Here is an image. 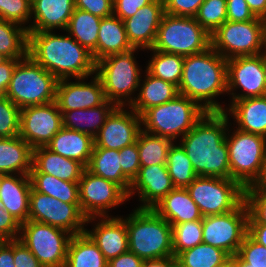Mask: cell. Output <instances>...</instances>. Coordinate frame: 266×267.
Segmentation results:
<instances>
[{
  "instance_id": "obj_52",
  "label": "cell",
  "mask_w": 266,
  "mask_h": 267,
  "mask_svg": "<svg viewBox=\"0 0 266 267\" xmlns=\"http://www.w3.org/2000/svg\"><path fill=\"white\" fill-rule=\"evenodd\" d=\"M227 21L245 22L257 17L250 10L246 0H226Z\"/></svg>"
},
{
  "instance_id": "obj_49",
  "label": "cell",
  "mask_w": 266,
  "mask_h": 267,
  "mask_svg": "<svg viewBox=\"0 0 266 267\" xmlns=\"http://www.w3.org/2000/svg\"><path fill=\"white\" fill-rule=\"evenodd\" d=\"M165 14L195 17L200 5L205 0H163Z\"/></svg>"
},
{
  "instance_id": "obj_61",
  "label": "cell",
  "mask_w": 266,
  "mask_h": 267,
  "mask_svg": "<svg viewBox=\"0 0 266 267\" xmlns=\"http://www.w3.org/2000/svg\"><path fill=\"white\" fill-rule=\"evenodd\" d=\"M250 186H265L266 187V154L263 161L262 170L260 176L256 180V182Z\"/></svg>"
},
{
  "instance_id": "obj_47",
  "label": "cell",
  "mask_w": 266,
  "mask_h": 267,
  "mask_svg": "<svg viewBox=\"0 0 266 267\" xmlns=\"http://www.w3.org/2000/svg\"><path fill=\"white\" fill-rule=\"evenodd\" d=\"M0 19L17 23L27 29L31 21L30 0H0Z\"/></svg>"
},
{
  "instance_id": "obj_44",
  "label": "cell",
  "mask_w": 266,
  "mask_h": 267,
  "mask_svg": "<svg viewBox=\"0 0 266 267\" xmlns=\"http://www.w3.org/2000/svg\"><path fill=\"white\" fill-rule=\"evenodd\" d=\"M231 258L234 267H266V247L247 233L237 254Z\"/></svg>"
},
{
  "instance_id": "obj_13",
  "label": "cell",
  "mask_w": 266,
  "mask_h": 267,
  "mask_svg": "<svg viewBox=\"0 0 266 267\" xmlns=\"http://www.w3.org/2000/svg\"><path fill=\"white\" fill-rule=\"evenodd\" d=\"M249 212L245 201L236 209L221 215L202 218V241L225 251L230 257L237 254L248 233Z\"/></svg>"
},
{
  "instance_id": "obj_5",
  "label": "cell",
  "mask_w": 266,
  "mask_h": 267,
  "mask_svg": "<svg viewBox=\"0 0 266 267\" xmlns=\"http://www.w3.org/2000/svg\"><path fill=\"white\" fill-rule=\"evenodd\" d=\"M196 101L178 94L174 99L149 108L141 115L142 130L171 139L185 136L206 113Z\"/></svg>"
},
{
  "instance_id": "obj_6",
  "label": "cell",
  "mask_w": 266,
  "mask_h": 267,
  "mask_svg": "<svg viewBox=\"0 0 266 267\" xmlns=\"http://www.w3.org/2000/svg\"><path fill=\"white\" fill-rule=\"evenodd\" d=\"M58 79L30 56L21 59L12 74L6 97L20 109L56 100Z\"/></svg>"
},
{
  "instance_id": "obj_59",
  "label": "cell",
  "mask_w": 266,
  "mask_h": 267,
  "mask_svg": "<svg viewBox=\"0 0 266 267\" xmlns=\"http://www.w3.org/2000/svg\"><path fill=\"white\" fill-rule=\"evenodd\" d=\"M142 267H178V263L173 255L165 258L144 260Z\"/></svg>"
},
{
  "instance_id": "obj_43",
  "label": "cell",
  "mask_w": 266,
  "mask_h": 267,
  "mask_svg": "<svg viewBox=\"0 0 266 267\" xmlns=\"http://www.w3.org/2000/svg\"><path fill=\"white\" fill-rule=\"evenodd\" d=\"M194 18L211 35L227 21L226 0H205Z\"/></svg>"
},
{
  "instance_id": "obj_22",
  "label": "cell",
  "mask_w": 266,
  "mask_h": 267,
  "mask_svg": "<svg viewBox=\"0 0 266 267\" xmlns=\"http://www.w3.org/2000/svg\"><path fill=\"white\" fill-rule=\"evenodd\" d=\"M96 218L97 217H90L86 219V224L95 221L98 223H95L92 230L85 229V232L97 244L105 259L109 261L127 252L129 246L126 217H112V215H110L98 217L99 221H97Z\"/></svg>"
},
{
  "instance_id": "obj_42",
  "label": "cell",
  "mask_w": 266,
  "mask_h": 267,
  "mask_svg": "<svg viewBox=\"0 0 266 267\" xmlns=\"http://www.w3.org/2000/svg\"><path fill=\"white\" fill-rule=\"evenodd\" d=\"M172 226L173 254L179 253L203 243L202 220L187 221Z\"/></svg>"
},
{
  "instance_id": "obj_33",
  "label": "cell",
  "mask_w": 266,
  "mask_h": 267,
  "mask_svg": "<svg viewBox=\"0 0 266 267\" xmlns=\"http://www.w3.org/2000/svg\"><path fill=\"white\" fill-rule=\"evenodd\" d=\"M119 150L94 147L86 169L92 174L120 185L127 193L131 181L122 173Z\"/></svg>"
},
{
  "instance_id": "obj_63",
  "label": "cell",
  "mask_w": 266,
  "mask_h": 267,
  "mask_svg": "<svg viewBox=\"0 0 266 267\" xmlns=\"http://www.w3.org/2000/svg\"><path fill=\"white\" fill-rule=\"evenodd\" d=\"M219 267H234L233 259L230 258L226 263H224L222 266Z\"/></svg>"
},
{
  "instance_id": "obj_50",
  "label": "cell",
  "mask_w": 266,
  "mask_h": 267,
  "mask_svg": "<svg viewBox=\"0 0 266 267\" xmlns=\"http://www.w3.org/2000/svg\"><path fill=\"white\" fill-rule=\"evenodd\" d=\"M21 223L0 203V241L19 239Z\"/></svg>"
},
{
  "instance_id": "obj_37",
  "label": "cell",
  "mask_w": 266,
  "mask_h": 267,
  "mask_svg": "<svg viewBox=\"0 0 266 267\" xmlns=\"http://www.w3.org/2000/svg\"><path fill=\"white\" fill-rule=\"evenodd\" d=\"M149 50L152 51V57L148 61L146 71L156 78L170 82L179 87L182 79L185 57L153 49Z\"/></svg>"
},
{
  "instance_id": "obj_34",
  "label": "cell",
  "mask_w": 266,
  "mask_h": 267,
  "mask_svg": "<svg viewBox=\"0 0 266 267\" xmlns=\"http://www.w3.org/2000/svg\"><path fill=\"white\" fill-rule=\"evenodd\" d=\"M108 261L86 233L71 237L64 267H107Z\"/></svg>"
},
{
  "instance_id": "obj_14",
  "label": "cell",
  "mask_w": 266,
  "mask_h": 267,
  "mask_svg": "<svg viewBox=\"0 0 266 267\" xmlns=\"http://www.w3.org/2000/svg\"><path fill=\"white\" fill-rule=\"evenodd\" d=\"M86 219L80 203H65L31 188L28 220L49 224L75 235L85 232Z\"/></svg>"
},
{
  "instance_id": "obj_29",
  "label": "cell",
  "mask_w": 266,
  "mask_h": 267,
  "mask_svg": "<svg viewBox=\"0 0 266 267\" xmlns=\"http://www.w3.org/2000/svg\"><path fill=\"white\" fill-rule=\"evenodd\" d=\"M32 160L33 148L19 135L0 138V175H29Z\"/></svg>"
},
{
  "instance_id": "obj_30",
  "label": "cell",
  "mask_w": 266,
  "mask_h": 267,
  "mask_svg": "<svg viewBox=\"0 0 266 267\" xmlns=\"http://www.w3.org/2000/svg\"><path fill=\"white\" fill-rule=\"evenodd\" d=\"M144 79L139 83L137 98L129 106L139 116L151 107L164 104L174 99L178 94V87L170 82L156 78L146 70Z\"/></svg>"
},
{
  "instance_id": "obj_31",
  "label": "cell",
  "mask_w": 266,
  "mask_h": 267,
  "mask_svg": "<svg viewBox=\"0 0 266 267\" xmlns=\"http://www.w3.org/2000/svg\"><path fill=\"white\" fill-rule=\"evenodd\" d=\"M116 107L114 102L106 100L103 104L93 108L61 111L63 127L86 133L94 138Z\"/></svg>"
},
{
  "instance_id": "obj_24",
  "label": "cell",
  "mask_w": 266,
  "mask_h": 267,
  "mask_svg": "<svg viewBox=\"0 0 266 267\" xmlns=\"http://www.w3.org/2000/svg\"><path fill=\"white\" fill-rule=\"evenodd\" d=\"M30 192L29 175H0V201L3 208L21 224L28 221Z\"/></svg>"
},
{
  "instance_id": "obj_51",
  "label": "cell",
  "mask_w": 266,
  "mask_h": 267,
  "mask_svg": "<svg viewBox=\"0 0 266 267\" xmlns=\"http://www.w3.org/2000/svg\"><path fill=\"white\" fill-rule=\"evenodd\" d=\"M75 8L106 18L113 15V0H75Z\"/></svg>"
},
{
  "instance_id": "obj_55",
  "label": "cell",
  "mask_w": 266,
  "mask_h": 267,
  "mask_svg": "<svg viewBox=\"0 0 266 267\" xmlns=\"http://www.w3.org/2000/svg\"><path fill=\"white\" fill-rule=\"evenodd\" d=\"M21 59L8 58L0 64V97L6 96L13 71Z\"/></svg>"
},
{
  "instance_id": "obj_46",
  "label": "cell",
  "mask_w": 266,
  "mask_h": 267,
  "mask_svg": "<svg viewBox=\"0 0 266 267\" xmlns=\"http://www.w3.org/2000/svg\"><path fill=\"white\" fill-rule=\"evenodd\" d=\"M244 201L249 212L248 223L266 224V187H246L244 189Z\"/></svg>"
},
{
  "instance_id": "obj_2",
  "label": "cell",
  "mask_w": 266,
  "mask_h": 267,
  "mask_svg": "<svg viewBox=\"0 0 266 267\" xmlns=\"http://www.w3.org/2000/svg\"><path fill=\"white\" fill-rule=\"evenodd\" d=\"M28 32V56L58 80L87 78L95 74L92 53L68 33Z\"/></svg>"
},
{
  "instance_id": "obj_35",
  "label": "cell",
  "mask_w": 266,
  "mask_h": 267,
  "mask_svg": "<svg viewBox=\"0 0 266 267\" xmlns=\"http://www.w3.org/2000/svg\"><path fill=\"white\" fill-rule=\"evenodd\" d=\"M101 17L75 8L65 31L81 46L87 48L97 62V41Z\"/></svg>"
},
{
  "instance_id": "obj_9",
  "label": "cell",
  "mask_w": 266,
  "mask_h": 267,
  "mask_svg": "<svg viewBox=\"0 0 266 267\" xmlns=\"http://www.w3.org/2000/svg\"><path fill=\"white\" fill-rule=\"evenodd\" d=\"M211 47L226 60L266 52V22L257 17L245 22L225 21L211 34Z\"/></svg>"
},
{
  "instance_id": "obj_21",
  "label": "cell",
  "mask_w": 266,
  "mask_h": 267,
  "mask_svg": "<svg viewBox=\"0 0 266 267\" xmlns=\"http://www.w3.org/2000/svg\"><path fill=\"white\" fill-rule=\"evenodd\" d=\"M164 14V1L153 0L138 9L132 17L123 20L128 40L134 49L144 51L152 48Z\"/></svg>"
},
{
  "instance_id": "obj_7",
  "label": "cell",
  "mask_w": 266,
  "mask_h": 267,
  "mask_svg": "<svg viewBox=\"0 0 266 267\" xmlns=\"http://www.w3.org/2000/svg\"><path fill=\"white\" fill-rule=\"evenodd\" d=\"M136 51L110 55L96 62L95 74L102 82L106 100L117 106H130L139 88L142 69L134 56Z\"/></svg>"
},
{
  "instance_id": "obj_54",
  "label": "cell",
  "mask_w": 266,
  "mask_h": 267,
  "mask_svg": "<svg viewBox=\"0 0 266 267\" xmlns=\"http://www.w3.org/2000/svg\"><path fill=\"white\" fill-rule=\"evenodd\" d=\"M153 0H115L113 2V15L122 21L132 17L141 7L149 4Z\"/></svg>"
},
{
  "instance_id": "obj_32",
  "label": "cell",
  "mask_w": 266,
  "mask_h": 267,
  "mask_svg": "<svg viewBox=\"0 0 266 267\" xmlns=\"http://www.w3.org/2000/svg\"><path fill=\"white\" fill-rule=\"evenodd\" d=\"M133 49L128 40L124 22L119 17L112 15L101 19L97 41V61Z\"/></svg>"
},
{
  "instance_id": "obj_3",
  "label": "cell",
  "mask_w": 266,
  "mask_h": 267,
  "mask_svg": "<svg viewBox=\"0 0 266 267\" xmlns=\"http://www.w3.org/2000/svg\"><path fill=\"white\" fill-rule=\"evenodd\" d=\"M178 91L205 111H225L216 98L227 94V60L212 47L185 56Z\"/></svg>"
},
{
  "instance_id": "obj_4",
  "label": "cell",
  "mask_w": 266,
  "mask_h": 267,
  "mask_svg": "<svg viewBox=\"0 0 266 267\" xmlns=\"http://www.w3.org/2000/svg\"><path fill=\"white\" fill-rule=\"evenodd\" d=\"M126 217L129 251L143 260L173 256L171 224L153 209H134Z\"/></svg>"
},
{
  "instance_id": "obj_64",
  "label": "cell",
  "mask_w": 266,
  "mask_h": 267,
  "mask_svg": "<svg viewBox=\"0 0 266 267\" xmlns=\"http://www.w3.org/2000/svg\"><path fill=\"white\" fill-rule=\"evenodd\" d=\"M8 58L6 56H4L3 54L0 53V64H2L3 62H5Z\"/></svg>"
},
{
  "instance_id": "obj_45",
  "label": "cell",
  "mask_w": 266,
  "mask_h": 267,
  "mask_svg": "<svg viewBox=\"0 0 266 267\" xmlns=\"http://www.w3.org/2000/svg\"><path fill=\"white\" fill-rule=\"evenodd\" d=\"M20 133V108L6 96L0 97V138L18 136Z\"/></svg>"
},
{
  "instance_id": "obj_26",
  "label": "cell",
  "mask_w": 266,
  "mask_h": 267,
  "mask_svg": "<svg viewBox=\"0 0 266 267\" xmlns=\"http://www.w3.org/2000/svg\"><path fill=\"white\" fill-rule=\"evenodd\" d=\"M86 167L80 162L65 158L46 146L33 149L30 173H45L68 182H79Z\"/></svg>"
},
{
  "instance_id": "obj_15",
  "label": "cell",
  "mask_w": 266,
  "mask_h": 267,
  "mask_svg": "<svg viewBox=\"0 0 266 267\" xmlns=\"http://www.w3.org/2000/svg\"><path fill=\"white\" fill-rule=\"evenodd\" d=\"M128 193L113 181L85 169L79 180L80 210L86 218L109 216V209L128 201Z\"/></svg>"
},
{
  "instance_id": "obj_20",
  "label": "cell",
  "mask_w": 266,
  "mask_h": 267,
  "mask_svg": "<svg viewBox=\"0 0 266 267\" xmlns=\"http://www.w3.org/2000/svg\"><path fill=\"white\" fill-rule=\"evenodd\" d=\"M174 188L166 165L141 166L131 183L128 198L138 195L141 204L137 208L152 209Z\"/></svg>"
},
{
  "instance_id": "obj_48",
  "label": "cell",
  "mask_w": 266,
  "mask_h": 267,
  "mask_svg": "<svg viewBox=\"0 0 266 267\" xmlns=\"http://www.w3.org/2000/svg\"><path fill=\"white\" fill-rule=\"evenodd\" d=\"M119 158L122 173L132 182L141 167L137 143L135 142L119 150Z\"/></svg>"
},
{
  "instance_id": "obj_23",
  "label": "cell",
  "mask_w": 266,
  "mask_h": 267,
  "mask_svg": "<svg viewBox=\"0 0 266 267\" xmlns=\"http://www.w3.org/2000/svg\"><path fill=\"white\" fill-rule=\"evenodd\" d=\"M75 9V0H33L27 32L64 30ZM34 16V17H33Z\"/></svg>"
},
{
  "instance_id": "obj_10",
  "label": "cell",
  "mask_w": 266,
  "mask_h": 267,
  "mask_svg": "<svg viewBox=\"0 0 266 267\" xmlns=\"http://www.w3.org/2000/svg\"><path fill=\"white\" fill-rule=\"evenodd\" d=\"M227 129L226 142L230 163V179L244 189L260 176L266 154V137L235 129ZM232 133V134H230Z\"/></svg>"
},
{
  "instance_id": "obj_53",
  "label": "cell",
  "mask_w": 266,
  "mask_h": 267,
  "mask_svg": "<svg viewBox=\"0 0 266 267\" xmlns=\"http://www.w3.org/2000/svg\"><path fill=\"white\" fill-rule=\"evenodd\" d=\"M13 259L16 267H44L19 239L13 240Z\"/></svg>"
},
{
  "instance_id": "obj_40",
  "label": "cell",
  "mask_w": 266,
  "mask_h": 267,
  "mask_svg": "<svg viewBox=\"0 0 266 267\" xmlns=\"http://www.w3.org/2000/svg\"><path fill=\"white\" fill-rule=\"evenodd\" d=\"M141 166L166 165L167 155L173 141L141 130L136 140Z\"/></svg>"
},
{
  "instance_id": "obj_25",
  "label": "cell",
  "mask_w": 266,
  "mask_h": 267,
  "mask_svg": "<svg viewBox=\"0 0 266 267\" xmlns=\"http://www.w3.org/2000/svg\"><path fill=\"white\" fill-rule=\"evenodd\" d=\"M237 129L266 137V96L231 100L224 111Z\"/></svg>"
},
{
  "instance_id": "obj_18",
  "label": "cell",
  "mask_w": 266,
  "mask_h": 267,
  "mask_svg": "<svg viewBox=\"0 0 266 267\" xmlns=\"http://www.w3.org/2000/svg\"><path fill=\"white\" fill-rule=\"evenodd\" d=\"M117 106L94 137V147L121 150L136 142L142 130L141 116L128 106Z\"/></svg>"
},
{
  "instance_id": "obj_1",
  "label": "cell",
  "mask_w": 266,
  "mask_h": 267,
  "mask_svg": "<svg viewBox=\"0 0 266 267\" xmlns=\"http://www.w3.org/2000/svg\"><path fill=\"white\" fill-rule=\"evenodd\" d=\"M224 111H207L179 144L198 176L230 178L226 134L229 126Z\"/></svg>"
},
{
  "instance_id": "obj_39",
  "label": "cell",
  "mask_w": 266,
  "mask_h": 267,
  "mask_svg": "<svg viewBox=\"0 0 266 267\" xmlns=\"http://www.w3.org/2000/svg\"><path fill=\"white\" fill-rule=\"evenodd\" d=\"M0 53L7 58L24 59L28 55L27 29L0 19Z\"/></svg>"
},
{
  "instance_id": "obj_60",
  "label": "cell",
  "mask_w": 266,
  "mask_h": 267,
  "mask_svg": "<svg viewBox=\"0 0 266 267\" xmlns=\"http://www.w3.org/2000/svg\"><path fill=\"white\" fill-rule=\"evenodd\" d=\"M246 2L256 17L266 20V0H246Z\"/></svg>"
},
{
  "instance_id": "obj_28",
  "label": "cell",
  "mask_w": 266,
  "mask_h": 267,
  "mask_svg": "<svg viewBox=\"0 0 266 267\" xmlns=\"http://www.w3.org/2000/svg\"><path fill=\"white\" fill-rule=\"evenodd\" d=\"M46 147L87 167L94 148V138L86 133L62 127Z\"/></svg>"
},
{
  "instance_id": "obj_58",
  "label": "cell",
  "mask_w": 266,
  "mask_h": 267,
  "mask_svg": "<svg viewBox=\"0 0 266 267\" xmlns=\"http://www.w3.org/2000/svg\"><path fill=\"white\" fill-rule=\"evenodd\" d=\"M248 234L259 244L266 247V224L248 223Z\"/></svg>"
},
{
  "instance_id": "obj_62",
  "label": "cell",
  "mask_w": 266,
  "mask_h": 267,
  "mask_svg": "<svg viewBox=\"0 0 266 267\" xmlns=\"http://www.w3.org/2000/svg\"><path fill=\"white\" fill-rule=\"evenodd\" d=\"M263 67H264L265 82H266V52L263 53ZM265 96H266V90H265Z\"/></svg>"
},
{
  "instance_id": "obj_38",
  "label": "cell",
  "mask_w": 266,
  "mask_h": 267,
  "mask_svg": "<svg viewBox=\"0 0 266 267\" xmlns=\"http://www.w3.org/2000/svg\"><path fill=\"white\" fill-rule=\"evenodd\" d=\"M231 257L222 249L200 243L176 256L178 267H219Z\"/></svg>"
},
{
  "instance_id": "obj_56",
  "label": "cell",
  "mask_w": 266,
  "mask_h": 267,
  "mask_svg": "<svg viewBox=\"0 0 266 267\" xmlns=\"http://www.w3.org/2000/svg\"><path fill=\"white\" fill-rule=\"evenodd\" d=\"M143 259L131 251H127L108 261L107 267H142Z\"/></svg>"
},
{
  "instance_id": "obj_41",
  "label": "cell",
  "mask_w": 266,
  "mask_h": 267,
  "mask_svg": "<svg viewBox=\"0 0 266 267\" xmlns=\"http://www.w3.org/2000/svg\"><path fill=\"white\" fill-rule=\"evenodd\" d=\"M166 166L175 188H187L198 176L185 150L176 142L168 150Z\"/></svg>"
},
{
  "instance_id": "obj_36",
  "label": "cell",
  "mask_w": 266,
  "mask_h": 267,
  "mask_svg": "<svg viewBox=\"0 0 266 267\" xmlns=\"http://www.w3.org/2000/svg\"><path fill=\"white\" fill-rule=\"evenodd\" d=\"M34 191L52 196L65 203L79 202V182H68L45 173H29Z\"/></svg>"
},
{
  "instance_id": "obj_16",
  "label": "cell",
  "mask_w": 266,
  "mask_h": 267,
  "mask_svg": "<svg viewBox=\"0 0 266 267\" xmlns=\"http://www.w3.org/2000/svg\"><path fill=\"white\" fill-rule=\"evenodd\" d=\"M239 88L242 90L241 94L235 92ZM265 90L263 53L227 60V93L231 100L264 96Z\"/></svg>"
},
{
  "instance_id": "obj_57",
  "label": "cell",
  "mask_w": 266,
  "mask_h": 267,
  "mask_svg": "<svg viewBox=\"0 0 266 267\" xmlns=\"http://www.w3.org/2000/svg\"><path fill=\"white\" fill-rule=\"evenodd\" d=\"M0 267H16L13 259V240L0 241Z\"/></svg>"
},
{
  "instance_id": "obj_8",
  "label": "cell",
  "mask_w": 266,
  "mask_h": 267,
  "mask_svg": "<svg viewBox=\"0 0 266 267\" xmlns=\"http://www.w3.org/2000/svg\"><path fill=\"white\" fill-rule=\"evenodd\" d=\"M211 47V35L194 17L164 14L151 49L182 56Z\"/></svg>"
},
{
  "instance_id": "obj_12",
  "label": "cell",
  "mask_w": 266,
  "mask_h": 267,
  "mask_svg": "<svg viewBox=\"0 0 266 267\" xmlns=\"http://www.w3.org/2000/svg\"><path fill=\"white\" fill-rule=\"evenodd\" d=\"M72 236L61 228L28 220L21 224L19 240L44 267H64Z\"/></svg>"
},
{
  "instance_id": "obj_17",
  "label": "cell",
  "mask_w": 266,
  "mask_h": 267,
  "mask_svg": "<svg viewBox=\"0 0 266 267\" xmlns=\"http://www.w3.org/2000/svg\"><path fill=\"white\" fill-rule=\"evenodd\" d=\"M63 127L56 101L20 109V133L33 149L46 146Z\"/></svg>"
},
{
  "instance_id": "obj_11",
  "label": "cell",
  "mask_w": 266,
  "mask_h": 267,
  "mask_svg": "<svg viewBox=\"0 0 266 267\" xmlns=\"http://www.w3.org/2000/svg\"><path fill=\"white\" fill-rule=\"evenodd\" d=\"M186 189L203 217L231 212L244 201V188L230 178L197 176Z\"/></svg>"
},
{
  "instance_id": "obj_19",
  "label": "cell",
  "mask_w": 266,
  "mask_h": 267,
  "mask_svg": "<svg viewBox=\"0 0 266 267\" xmlns=\"http://www.w3.org/2000/svg\"><path fill=\"white\" fill-rule=\"evenodd\" d=\"M90 82H84L87 78L58 80L56 87V103L60 111H71L97 107L106 101L102 82L94 74Z\"/></svg>"
},
{
  "instance_id": "obj_27",
  "label": "cell",
  "mask_w": 266,
  "mask_h": 267,
  "mask_svg": "<svg viewBox=\"0 0 266 267\" xmlns=\"http://www.w3.org/2000/svg\"><path fill=\"white\" fill-rule=\"evenodd\" d=\"M152 209L171 225L203 218L186 188H174Z\"/></svg>"
}]
</instances>
